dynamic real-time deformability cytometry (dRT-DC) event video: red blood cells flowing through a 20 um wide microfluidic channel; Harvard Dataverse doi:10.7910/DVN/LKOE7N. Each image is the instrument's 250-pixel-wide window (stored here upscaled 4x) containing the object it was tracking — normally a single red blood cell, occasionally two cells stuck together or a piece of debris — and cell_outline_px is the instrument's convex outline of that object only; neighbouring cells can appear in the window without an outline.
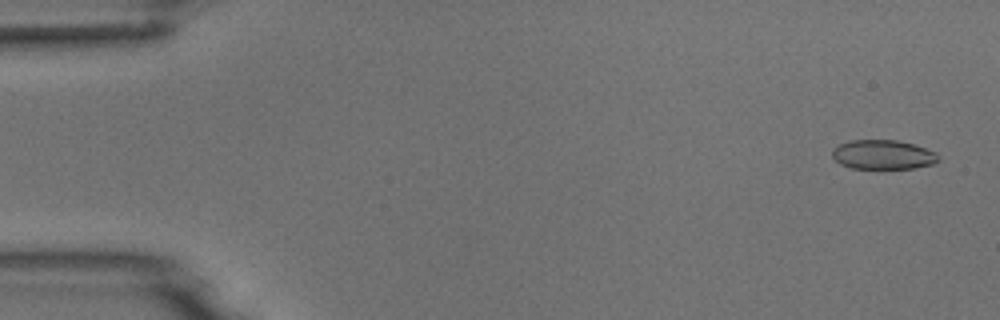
{"species": "common noctule bat (a hibernating species)", "species_latin": "Nyctalus noctula", "temperature_condition": "room temperature", "stored_images_in_passage": 5, "camera_frame_rate_fps": 3000, "um_per_image_px": 0.085, "animal": {"sex": "male", "body_mass_g": 18.8}, "frame": {"image": 1, "passage_image": 1, "time_ms": 0.0, "image_size_px": [1000, 320], "cell_outline_px": [[940, 160], [936, 164], [916, 168], [852, 168], [840, 164], [832, 156], [832, 148], [848, 140], [896, 140], [912, 144], [936, 152], [940, 156]], "centroid_in_image_um": [75.08, 13.15], "position_along_channel_um": 9.9, "area_um2": 18.26}}
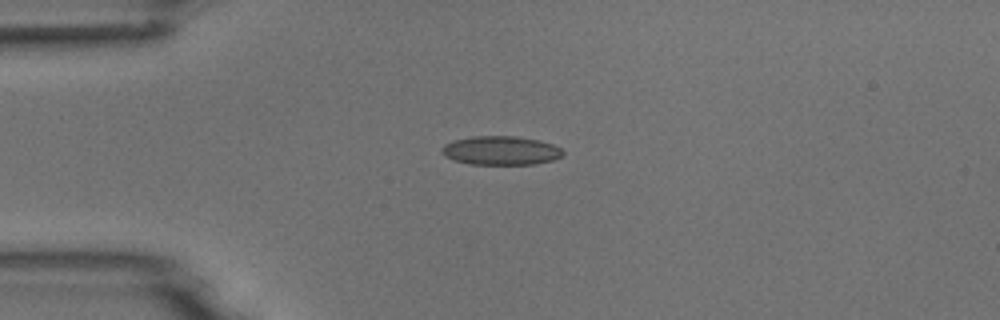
{"frame": {"image": 2, "passage_image": 4, "time_ms": 3.667, "image_size_px": [1000, 320], "cell_outline_px": [[564, 152], [560, 156], [552, 160], [536, 164], [472, 164], [452, 160], [444, 156], [440, 152], [440, 148], [444, 144], [452, 140], [472, 136], [516, 136], [536, 140], [552, 144], [560, 148]], "centroid_in_image_um": [42.49, 12.79], "position_along_channel_um": 42.5, "area_um2": 20.4}}